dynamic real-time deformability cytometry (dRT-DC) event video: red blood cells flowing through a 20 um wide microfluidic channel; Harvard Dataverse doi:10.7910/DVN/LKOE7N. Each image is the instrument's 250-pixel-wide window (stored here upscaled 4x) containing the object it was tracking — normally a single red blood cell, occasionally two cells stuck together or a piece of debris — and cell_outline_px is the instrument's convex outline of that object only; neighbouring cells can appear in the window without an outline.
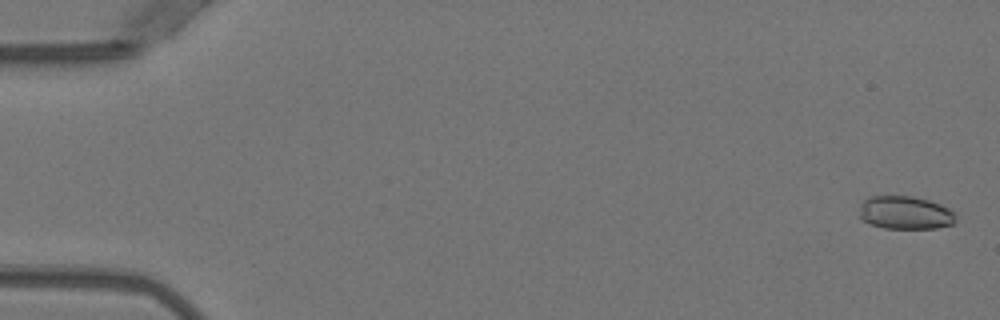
{"species": "Egyptian fruit bat (a non-hibernating species)", "species_latin": "Rousettus aegyptiacus", "temperature_condition": "warm", "stored_images_in_passage": 52, "camera_frame_rate_fps": 3000, "um_per_image_px": 0.085, "animal": {"sex": "female"}, "frame": {"image": 1, "passage_image": 2, "time_ms": 0.333, "image_size_px": [1000, 320], "cell_outline_px": [[956, 220], [952, 224], [936, 228], [884, 228], [872, 224], [864, 220], [860, 216], [860, 204], [868, 196], [912, 196], [928, 200], [940, 204], [948, 208], [956, 216]], "centroid_in_image_um": [76.94, 18.07], "position_along_channel_um": 8.1, "area_um2": 18.5}}
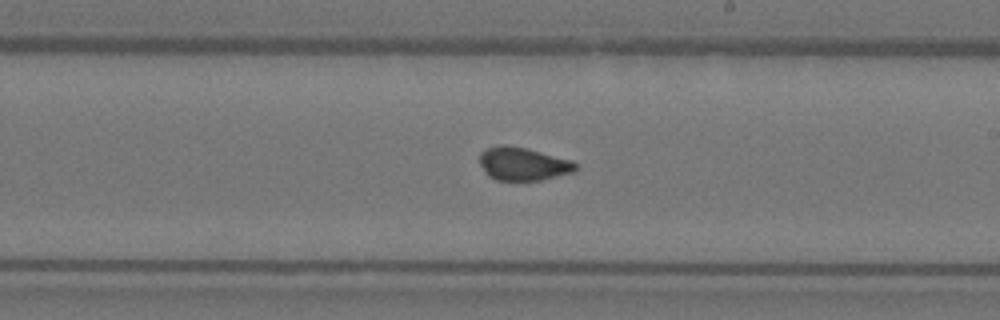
{"frame": {"image": 2, "passage_image": 31, "time_ms": 10.0, "image_size_px": [1000, 320], "cell_outline_px": [[576, 168], [572, 172], [540, 180], [496, 180], [488, 176], [484, 172], [480, 164], [480, 152], [484, 148], [500, 144], [508, 144], [528, 148], [572, 160], [576, 164]], "centroid_in_image_um": [44.4, 13.9], "position_along_channel_um": 244.6, "area_um2": 18.73}}
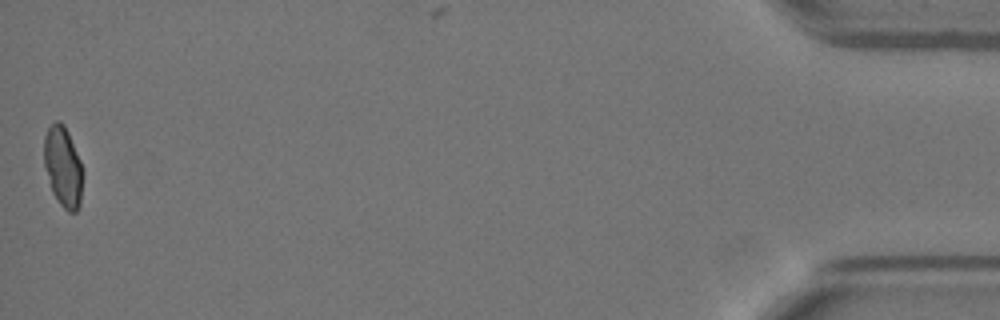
{"frame": {"image": 3, "passage_image": 52, "time_ms": 17.0, "image_size_px": [1000, 320], "cell_outline_px": [[84, 176], [80, 204], [76, 212], [68, 212], [60, 204], [52, 192], [44, 168], [44, 136], [48, 128], [56, 120], [60, 120], [64, 124], [68, 132], [80, 160], [84, 172]], "centroid_in_image_um": [5.37, 14.19], "position_along_channel_um": 429.8, "area_um2": 18.5}, "authors_computed_cell_mechanics": {"area_um2": 18.8428, "velocity_mm_per_s": 3.98, "shape_relaxation_time_tau1_ms": 5.4728, "shape_relaxation_time_tau2_ms": null, "deformation_change_tau1": 0.126, "deformation_change_tau2": null}}